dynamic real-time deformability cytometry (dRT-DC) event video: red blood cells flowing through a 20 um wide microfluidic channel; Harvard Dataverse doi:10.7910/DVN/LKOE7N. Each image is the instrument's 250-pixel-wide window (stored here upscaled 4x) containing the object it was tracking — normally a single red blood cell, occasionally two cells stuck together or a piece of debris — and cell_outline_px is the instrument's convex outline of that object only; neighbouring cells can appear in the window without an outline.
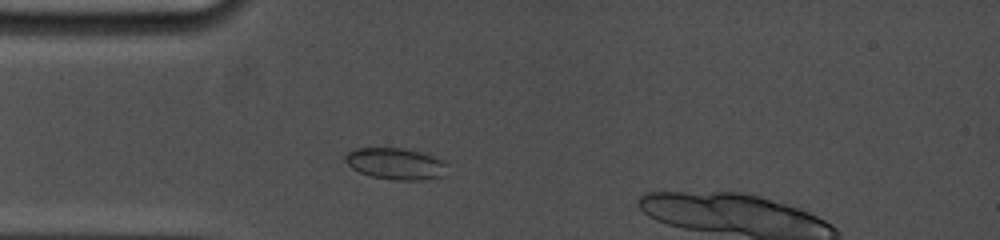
{"species": "common noctule bat (a hibernating species)", "species_latin": "Nyctalus noctula", "temperature_condition": "cold", "stored_images_in_passage": 15, "camera_frame_rate_fps": 5000, "um_per_image_px": 0.085, "animal": {"sex": "female", "body_mass_g": 19.0, "forearm_length_mm": 53.3}, "frame": {"image": 1, "passage_image": 3, "time_ms": 1.8, "image_size_px": [1000, 240], "cell_outline_px": [[448, 164], [444, 176], [420, 180], [396, 180], [372, 176], [360, 172], [352, 168], [344, 160], [344, 156], [352, 148], [404, 148], [420, 152], [444, 160]], "centroid_in_image_um": [33.64, 13.91], "position_along_channel_um": 51.4, "area_um2": 18.79}}
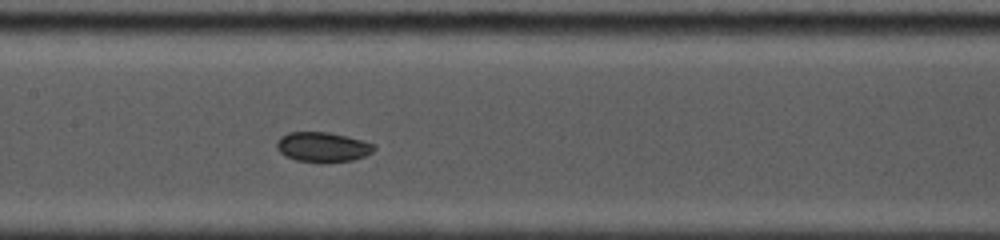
{"frame": {"image": 2, "passage_image": 8, "time_ms": 5.4, "image_size_px": [1000, 240], "cell_outline_px": [[376, 148], [372, 152], [364, 156], [352, 160], [296, 160], [280, 152], [276, 148], [276, 140], [280, 136], [288, 132], [328, 132], [348, 136], [376, 144]], "centroid_in_image_um": [27.43, 12.44], "position_along_channel_um": 180.0, "area_um2": 16.47}}
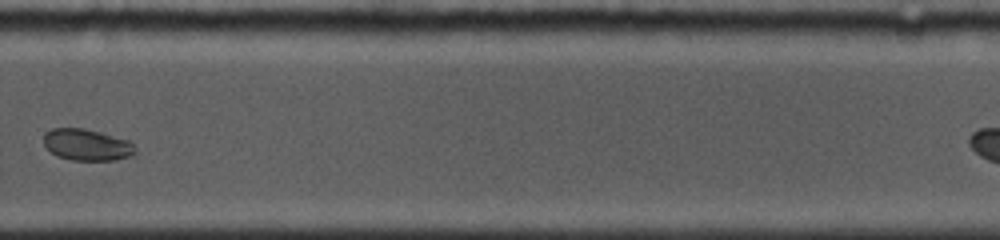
{"frame": {"image": 3, "passage_image": 14, "time_ms": 9.2, "image_size_px": [1000, 240], "cell_outline_px": [[136, 152], [128, 156], [116, 160], [72, 160], [56, 156], [44, 144], [44, 132], [52, 128], [84, 128], [132, 140], [136, 148]], "centroid_in_image_um": [7.41, 12.29], "position_along_channel_um": 322.4, "area_um2": 16.99}}